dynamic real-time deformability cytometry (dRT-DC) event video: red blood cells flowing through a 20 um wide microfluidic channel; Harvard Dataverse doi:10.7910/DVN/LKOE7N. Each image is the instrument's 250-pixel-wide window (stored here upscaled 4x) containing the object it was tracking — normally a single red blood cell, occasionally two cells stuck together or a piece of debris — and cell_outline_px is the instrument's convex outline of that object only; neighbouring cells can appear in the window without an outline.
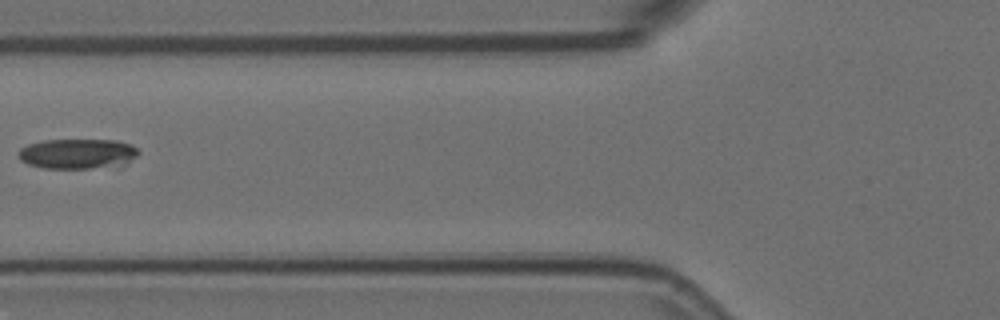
{"species": "Egyptian fruit bat (a non-hibernating species)", "species_latin": "Rousettus aegyptiacus", "temperature_condition": "room temperature", "stored_images_in_passage": 6, "camera_frame_rate_fps": 3000, "um_per_image_px": 0.085, "animal": {"sex": "female"}, "frame": {"image": 1, "passage_image": 3, "time_ms": 0.667, "image_size_px": [1000, 320], "cell_outline_px": [[140, 152], [136, 156], [124, 164], [88, 168], [44, 168], [28, 164], [20, 160], [20, 148], [28, 144], [44, 140], [116, 140], [132, 144]], "centroid_in_image_um": [6.59, 13.05], "position_along_channel_um": 119.2, "area_um2": 20.81}}
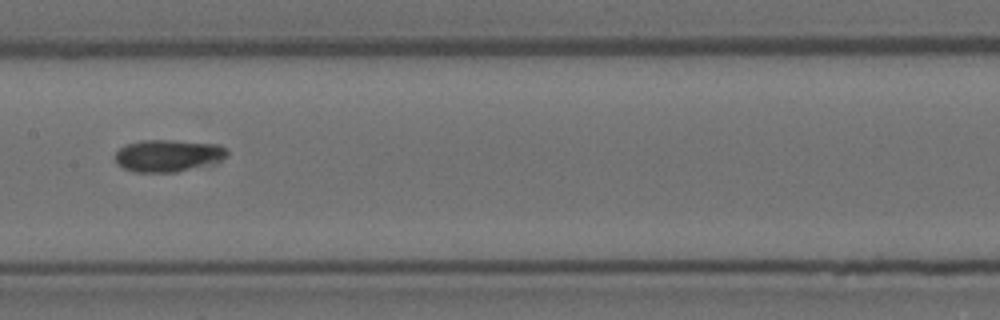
{"frame": {"image": 2, "passage_image": 5, "time_ms": 1.333, "image_size_px": [1000, 320], "cell_outline_px": [[228, 152], [216, 164], [176, 172], [132, 172], [116, 164], [116, 152], [120, 148], [128, 144], [140, 140], [176, 140], [220, 144]], "centroid_in_image_um": [14.3, 13.23], "position_along_channel_um": 193.1, "area_um2": 21.15}}
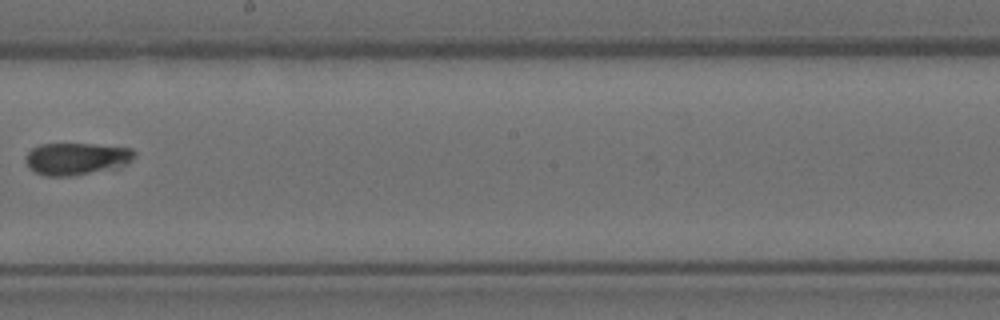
{"frame": {"image": 3, "passage_image": 6, "time_ms": 1.667, "image_size_px": [1000, 320], "cell_outline_px": [[136, 156], [128, 164], [120, 168], [68, 176], [44, 176], [28, 168], [24, 160], [24, 156], [32, 148], [40, 144], [92, 144], [132, 148], [136, 152]], "centroid_in_image_um": [6.51, 13.5], "position_along_channel_um": 241.7, "area_um2": 20.75}}